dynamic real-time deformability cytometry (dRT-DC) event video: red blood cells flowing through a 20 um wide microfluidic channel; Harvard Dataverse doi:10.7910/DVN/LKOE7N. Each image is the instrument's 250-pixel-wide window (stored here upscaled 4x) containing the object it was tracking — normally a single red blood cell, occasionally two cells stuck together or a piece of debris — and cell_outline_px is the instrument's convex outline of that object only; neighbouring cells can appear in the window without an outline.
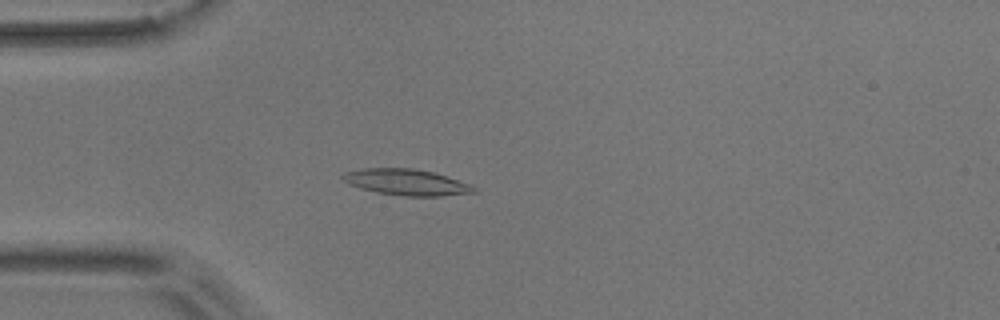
{"species": "common noctule bat (a hibernating species)", "species_latin": "Nyctalus noctula", "temperature_condition": "room temperature", "stored_images_in_passage": 54, "camera_frame_rate_fps": 3000, "um_per_image_px": 0.085, "animal": {"sex": "male", "body_mass_g": 17.9}, "frame": {"image": 1, "passage_image": 14, "time_ms": 4.333, "image_size_px": [1000, 320], "cell_outline_px": [[476, 192], [440, 196], [404, 196], [376, 192], [360, 188], [348, 184], [340, 176], [344, 172], [360, 168], [412, 168], [432, 172], [448, 176], [468, 184], [476, 188]], "centroid_in_image_um": [34.5, 15.48], "position_along_channel_um": 50.5, "area_um2": 19.94}}
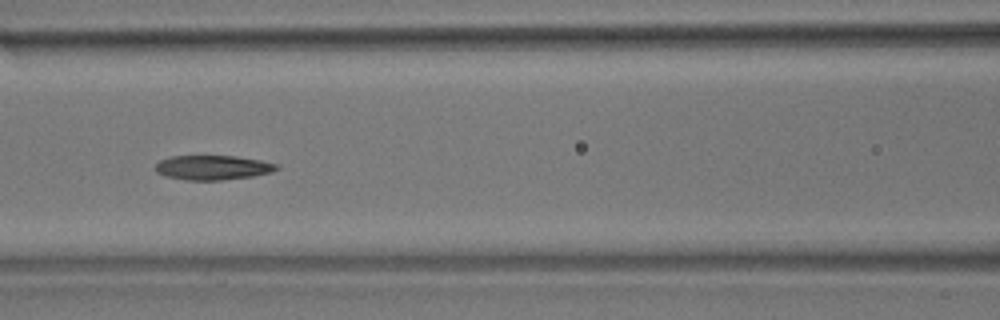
{"frame": {"image": 2, "passage_image": 23, "time_ms": 7.333, "image_size_px": [1000, 320], "cell_outline_px": [[280, 168], [272, 172], [252, 176], [224, 180], [184, 180], [164, 176], [156, 172], [156, 164], [160, 160], [172, 156], [236, 156], [260, 160], [280, 164]], "centroid_in_image_um": [18.11, 14.24], "position_along_channel_um": 148.5, "area_um2": 17.46}}
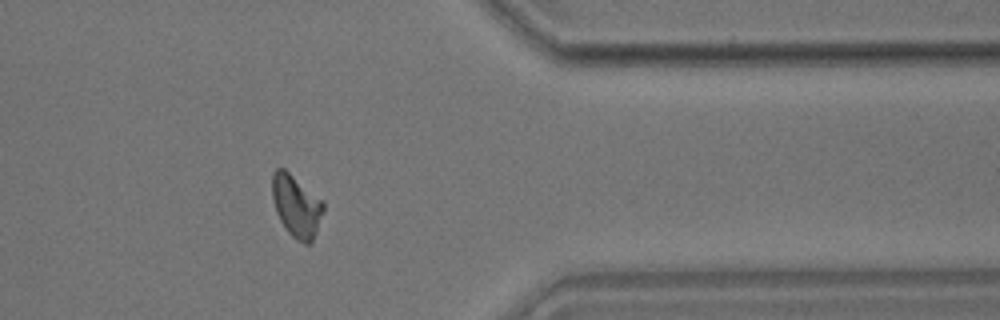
{"frame": {"image": 3, "passage_image": 44, "time_ms": 14.333, "image_size_px": [1000, 320], "cell_outline_px": [[324, 212], [316, 232], [312, 240], [308, 244], [304, 244], [296, 240], [288, 232], [280, 220], [276, 212], [272, 196], [272, 172], [276, 168], [284, 168], [324, 200]], "centroid_in_image_um": [25.2, 17.49], "position_along_channel_um": 386.2, "area_um2": 18.73}, "authors_computed_cell_mechanics": {"area_um2": 18.1492, "velocity_mm_per_s": 3.6179, "shape_relaxation_time_tau1_ms": 8.3111, "shape_relaxation_time_tau2_ms": 3.0674, "deformation_change_tau1": 0.2052, "deformation_change_tau2": 0.0868}}